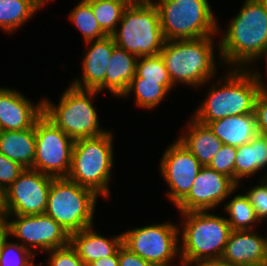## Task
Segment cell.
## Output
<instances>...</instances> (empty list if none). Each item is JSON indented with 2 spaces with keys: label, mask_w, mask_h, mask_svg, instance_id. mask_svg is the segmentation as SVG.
Listing matches in <instances>:
<instances>
[{
  "label": "cell",
  "mask_w": 267,
  "mask_h": 266,
  "mask_svg": "<svg viewBox=\"0 0 267 266\" xmlns=\"http://www.w3.org/2000/svg\"><path fill=\"white\" fill-rule=\"evenodd\" d=\"M228 25L219 41L218 58L231 69H250L267 48L265 4L262 0H246Z\"/></svg>",
  "instance_id": "cell-1"
},
{
  "label": "cell",
  "mask_w": 267,
  "mask_h": 266,
  "mask_svg": "<svg viewBox=\"0 0 267 266\" xmlns=\"http://www.w3.org/2000/svg\"><path fill=\"white\" fill-rule=\"evenodd\" d=\"M212 84L208 95L192 116L202 124L229 116L254 113L256 97L267 90L261 72L229 69L227 75Z\"/></svg>",
  "instance_id": "cell-2"
},
{
  "label": "cell",
  "mask_w": 267,
  "mask_h": 266,
  "mask_svg": "<svg viewBox=\"0 0 267 266\" xmlns=\"http://www.w3.org/2000/svg\"><path fill=\"white\" fill-rule=\"evenodd\" d=\"M212 37L165 40L159 54L174 86L181 83L201 88L214 79L217 63Z\"/></svg>",
  "instance_id": "cell-3"
},
{
  "label": "cell",
  "mask_w": 267,
  "mask_h": 266,
  "mask_svg": "<svg viewBox=\"0 0 267 266\" xmlns=\"http://www.w3.org/2000/svg\"><path fill=\"white\" fill-rule=\"evenodd\" d=\"M182 222L180 263L192 266L205 259H220L232 231L226 217L210 211L180 213Z\"/></svg>",
  "instance_id": "cell-4"
},
{
  "label": "cell",
  "mask_w": 267,
  "mask_h": 266,
  "mask_svg": "<svg viewBox=\"0 0 267 266\" xmlns=\"http://www.w3.org/2000/svg\"><path fill=\"white\" fill-rule=\"evenodd\" d=\"M113 136L107 131L101 136L75 140L67 179L93 190L98 196L110 198L109 180L114 165Z\"/></svg>",
  "instance_id": "cell-5"
},
{
  "label": "cell",
  "mask_w": 267,
  "mask_h": 266,
  "mask_svg": "<svg viewBox=\"0 0 267 266\" xmlns=\"http://www.w3.org/2000/svg\"><path fill=\"white\" fill-rule=\"evenodd\" d=\"M97 90L79 89L70 85L58 104L43 100V114L73 140L98 137L108 130L100 128L93 99Z\"/></svg>",
  "instance_id": "cell-6"
},
{
  "label": "cell",
  "mask_w": 267,
  "mask_h": 266,
  "mask_svg": "<svg viewBox=\"0 0 267 266\" xmlns=\"http://www.w3.org/2000/svg\"><path fill=\"white\" fill-rule=\"evenodd\" d=\"M165 40L214 36L220 32L208 0H153Z\"/></svg>",
  "instance_id": "cell-7"
},
{
  "label": "cell",
  "mask_w": 267,
  "mask_h": 266,
  "mask_svg": "<svg viewBox=\"0 0 267 266\" xmlns=\"http://www.w3.org/2000/svg\"><path fill=\"white\" fill-rule=\"evenodd\" d=\"M118 25L111 36L119 48L138 58L160 53L165 39L153 2H131Z\"/></svg>",
  "instance_id": "cell-8"
},
{
  "label": "cell",
  "mask_w": 267,
  "mask_h": 266,
  "mask_svg": "<svg viewBox=\"0 0 267 266\" xmlns=\"http://www.w3.org/2000/svg\"><path fill=\"white\" fill-rule=\"evenodd\" d=\"M98 195L66 177L53 178L45 214L69 235L93 226Z\"/></svg>",
  "instance_id": "cell-9"
},
{
  "label": "cell",
  "mask_w": 267,
  "mask_h": 266,
  "mask_svg": "<svg viewBox=\"0 0 267 266\" xmlns=\"http://www.w3.org/2000/svg\"><path fill=\"white\" fill-rule=\"evenodd\" d=\"M178 227L171 222H162L127 230L122 232L123 244L155 266H174L172 260L180 255Z\"/></svg>",
  "instance_id": "cell-10"
},
{
  "label": "cell",
  "mask_w": 267,
  "mask_h": 266,
  "mask_svg": "<svg viewBox=\"0 0 267 266\" xmlns=\"http://www.w3.org/2000/svg\"><path fill=\"white\" fill-rule=\"evenodd\" d=\"M36 138L33 169L54 178L66 177L70 170L75 140L44 114L34 124Z\"/></svg>",
  "instance_id": "cell-11"
},
{
  "label": "cell",
  "mask_w": 267,
  "mask_h": 266,
  "mask_svg": "<svg viewBox=\"0 0 267 266\" xmlns=\"http://www.w3.org/2000/svg\"><path fill=\"white\" fill-rule=\"evenodd\" d=\"M53 178L37 170L25 168L0 196L1 211L5 215L45 214Z\"/></svg>",
  "instance_id": "cell-12"
},
{
  "label": "cell",
  "mask_w": 267,
  "mask_h": 266,
  "mask_svg": "<svg viewBox=\"0 0 267 266\" xmlns=\"http://www.w3.org/2000/svg\"><path fill=\"white\" fill-rule=\"evenodd\" d=\"M6 218L9 236L20 239L21 245L33 254H36L34 248L48 252L70 244V235L46 214L6 215Z\"/></svg>",
  "instance_id": "cell-13"
},
{
  "label": "cell",
  "mask_w": 267,
  "mask_h": 266,
  "mask_svg": "<svg viewBox=\"0 0 267 266\" xmlns=\"http://www.w3.org/2000/svg\"><path fill=\"white\" fill-rule=\"evenodd\" d=\"M160 162L159 170L170 188L167 196L176 206L189 193L202 165L178 138L168 146Z\"/></svg>",
  "instance_id": "cell-14"
},
{
  "label": "cell",
  "mask_w": 267,
  "mask_h": 266,
  "mask_svg": "<svg viewBox=\"0 0 267 266\" xmlns=\"http://www.w3.org/2000/svg\"><path fill=\"white\" fill-rule=\"evenodd\" d=\"M237 188L230 177L202 166L189 193L176 207L180 213L213 210Z\"/></svg>",
  "instance_id": "cell-15"
},
{
  "label": "cell",
  "mask_w": 267,
  "mask_h": 266,
  "mask_svg": "<svg viewBox=\"0 0 267 266\" xmlns=\"http://www.w3.org/2000/svg\"><path fill=\"white\" fill-rule=\"evenodd\" d=\"M42 114L43 100L34 105L20 92L6 87L0 88L1 131L32 128Z\"/></svg>",
  "instance_id": "cell-16"
},
{
  "label": "cell",
  "mask_w": 267,
  "mask_h": 266,
  "mask_svg": "<svg viewBox=\"0 0 267 266\" xmlns=\"http://www.w3.org/2000/svg\"><path fill=\"white\" fill-rule=\"evenodd\" d=\"M221 259L239 266H267V237L252 230H232Z\"/></svg>",
  "instance_id": "cell-17"
},
{
  "label": "cell",
  "mask_w": 267,
  "mask_h": 266,
  "mask_svg": "<svg viewBox=\"0 0 267 266\" xmlns=\"http://www.w3.org/2000/svg\"><path fill=\"white\" fill-rule=\"evenodd\" d=\"M89 48L82 62V78H75L71 83L79 89L104 90L105 73L116 43L112 36L86 42Z\"/></svg>",
  "instance_id": "cell-18"
},
{
  "label": "cell",
  "mask_w": 267,
  "mask_h": 266,
  "mask_svg": "<svg viewBox=\"0 0 267 266\" xmlns=\"http://www.w3.org/2000/svg\"><path fill=\"white\" fill-rule=\"evenodd\" d=\"M93 226L70 235V244L79 258L88 266L95 260L113 256L123 244V234L107 239L93 231Z\"/></svg>",
  "instance_id": "cell-19"
},
{
  "label": "cell",
  "mask_w": 267,
  "mask_h": 266,
  "mask_svg": "<svg viewBox=\"0 0 267 266\" xmlns=\"http://www.w3.org/2000/svg\"><path fill=\"white\" fill-rule=\"evenodd\" d=\"M186 125L185 134L178 139L199 160L202 166H208L212 158L221 149L223 142L213 133L208 125L191 118Z\"/></svg>",
  "instance_id": "cell-20"
},
{
  "label": "cell",
  "mask_w": 267,
  "mask_h": 266,
  "mask_svg": "<svg viewBox=\"0 0 267 266\" xmlns=\"http://www.w3.org/2000/svg\"><path fill=\"white\" fill-rule=\"evenodd\" d=\"M207 125L223 144L234 147L247 144L258 134L254 113L229 116Z\"/></svg>",
  "instance_id": "cell-21"
},
{
  "label": "cell",
  "mask_w": 267,
  "mask_h": 266,
  "mask_svg": "<svg viewBox=\"0 0 267 266\" xmlns=\"http://www.w3.org/2000/svg\"><path fill=\"white\" fill-rule=\"evenodd\" d=\"M138 57L116 46L105 73L104 89L121 97L136 73Z\"/></svg>",
  "instance_id": "cell-22"
},
{
  "label": "cell",
  "mask_w": 267,
  "mask_h": 266,
  "mask_svg": "<svg viewBox=\"0 0 267 266\" xmlns=\"http://www.w3.org/2000/svg\"><path fill=\"white\" fill-rule=\"evenodd\" d=\"M35 148L34 126L23 130L0 131V153L24 168L33 169Z\"/></svg>",
  "instance_id": "cell-23"
},
{
  "label": "cell",
  "mask_w": 267,
  "mask_h": 266,
  "mask_svg": "<svg viewBox=\"0 0 267 266\" xmlns=\"http://www.w3.org/2000/svg\"><path fill=\"white\" fill-rule=\"evenodd\" d=\"M236 149L235 183L240 187V179L253 176L267 167V144L264 135L257 134ZM264 177H267V172Z\"/></svg>",
  "instance_id": "cell-24"
},
{
  "label": "cell",
  "mask_w": 267,
  "mask_h": 266,
  "mask_svg": "<svg viewBox=\"0 0 267 266\" xmlns=\"http://www.w3.org/2000/svg\"><path fill=\"white\" fill-rule=\"evenodd\" d=\"M43 6V0H0V29L15 32Z\"/></svg>",
  "instance_id": "cell-25"
},
{
  "label": "cell",
  "mask_w": 267,
  "mask_h": 266,
  "mask_svg": "<svg viewBox=\"0 0 267 266\" xmlns=\"http://www.w3.org/2000/svg\"><path fill=\"white\" fill-rule=\"evenodd\" d=\"M92 7L101 29L111 36L122 19L130 0H86Z\"/></svg>",
  "instance_id": "cell-26"
},
{
  "label": "cell",
  "mask_w": 267,
  "mask_h": 266,
  "mask_svg": "<svg viewBox=\"0 0 267 266\" xmlns=\"http://www.w3.org/2000/svg\"><path fill=\"white\" fill-rule=\"evenodd\" d=\"M133 92L135 105L144 109L155 108L169 94V91L159 84V81L144 80V78H133L121 98H126Z\"/></svg>",
  "instance_id": "cell-27"
},
{
  "label": "cell",
  "mask_w": 267,
  "mask_h": 266,
  "mask_svg": "<svg viewBox=\"0 0 267 266\" xmlns=\"http://www.w3.org/2000/svg\"><path fill=\"white\" fill-rule=\"evenodd\" d=\"M227 203L223 209L230 215V218H226V220L229 222L231 229L252 230L259 219L245 193L235 195Z\"/></svg>",
  "instance_id": "cell-28"
},
{
  "label": "cell",
  "mask_w": 267,
  "mask_h": 266,
  "mask_svg": "<svg viewBox=\"0 0 267 266\" xmlns=\"http://www.w3.org/2000/svg\"><path fill=\"white\" fill-rule=\"evenodd\" d=\"M70 21L75 24L85 42L99 40L108 36L100 27L93 14L91 5L86 1H80L71 10Z\"/></svg>",
  "instance_id": "cell-29"
},
{
  "label": "cell",
  "mask_w": 267,
  "mask_h": 266,
  "mask_svg": "<svg viewBox=\"0 0 267 266\" xmlns=\"http://www.w3.org/2000/svg\"><path fill=\"white\" fill-rule=\"evenodd\" d=\"M133 78L159 81L169 92L174 87L163 58L160 54L155 56L139 57L136 65V73Z\"/></svg>",
  "instance_id": "cell-30"
},
{
  "label": "cell",
  "mask_w": 267,
  "mask_h": 266,
  "mask_svg": "<svg viewBox=\"0 0 267 266\" xmlns=\"http://www.w3.org/2000/svg\"><path fill=\"white\" fill-rule=\"evenodd\" d=\"M4 241L0 251V266H29L35 254L16 242Z\"/></svg>",
  "instance_id": "cell-31"
},
{
  "label": "cell",
  "mask_w": 267,
  "mask_h": 266,
  "mask_svg": "<svg viewBox=\"0 0 267 266\" xmlns=\"http://www.w3.org/2000/svg\"><path fill=\"white\" fill-rule=\"evenodd\" d=\"M236 152V147L223 144L221 149L212 158L208 167L230 177L235 182Z\"/></svg>",
  "instance_id": "cell-32"
},
{
  "label": "cell",
  "mask_w": 267,
  "mask_h": 266,
  "mask_svg": "<svg viewBox=\"0 0 267 266\" xmlns=\"http://www.w3.org/2000/svg\"><path fill=\"white\" fill-rule=\"evenodd\" d=\"M261 178L259 185L245 192L260 223L267 218V177Z\"/></svg>",
  "instance_id": "cell-33"
},
{
  "label": "cell",
  "mask_w": 267,
  "mask_h": 266,
  "mask_svg": "<svg viewBox=\"0 0 267 266\" xmlns=\"http://www.w3.org/2000/svg\"><path fill=\"white\" fill-rule=\"evenodd\" d=\"M48 253L50 255L46 260L47 263L49 262L48 266H86L71 244L62 248L51 249Z\"/></svg>",
  "instance_id": "cell-34"
},
{
  "label": "cell",
  "mask_w": 267,
  "mask_h": 266,
  "mask_svg": "<svg viewBox=\"0 0 267 266\" xmlns=\"http://www.w3.org/2000/svg\"><path fill=\"white\" fill-rule=\"evenodd\" d=\"M25 168L0 153V196L12 185Z\"/></svg>",
  "instance_id": "cell-35"
},
{
  "label": "cell",
  "mask_w": 267,
  "mask_h": 266,
  "mask_svg": "<svg viewBox=\"0 0 267 266\" xmlns=\"http://www.w3.org/2000/svg\"><path fill=\"white\" fill-rule=\"evenodd\" d=\"M254 116L258 134H267V90H261L256 97Z\"/></svg>",
  "instance_id": "cell-36"
},
{
  "label": "cell",
  "mask_w": 267,
  "mask_h": 266,
  "mask_svg": "<svg viewBox=\"0 0 267 266\" xmlns=\"http://www.w3.org/2000/svg\"><path fill=\"white\" fill-rule=\"evenodd\" d=\"M119 266H155L132 252L124 244L118 249Z\"/></svg>",
  "instance_id": "cell-37"
},
{
  "label": "cell",
  "mask_w": 267,
  "mask_h": 266,
  "mask_svg": "<svg viewBox=\"0 0 267 266\" xmlns=\"http://www.w3.org/2000/svg\"><path fill=\"white\" fill-rule=\"evenodd\" d=\"M88 266H119L118 251L113 256L95 260Z\"/></svg>",
  "instance_id": "cell-38"
},
{
  "label": "cell",
  "mask_w": 267,
  "mask_h": 266,
  "mask_svg": "<svg viewBox=\"0 0 267 266\" xmlns=\"http://www.w3.org/2000/svg\"><path fill=\"white\" fill-rule=\"evenodd\" d=\"M8 236H9V227H8L7 218H6V215L1 211L0 212V251H1L4 241L8 238Z\"/></svg>",
  "instance_id": "cell-39"
},
{
  "label": "cell",
  "mask_w": 267,
  "mask_h": 266,
  "mask_svg": "<svg viewBox=\"0 0 267 266\" xmlns=\"http://www.w3.org/2000/svg\"><path fill=\"white\" fill-rule=\"evenodd\" d=\"M192 266H239V265H235L231 262L224 261L220 258V259L201 260V261L196 262Z\"/></svg>",
  "instance_id": "cell-40"
},
{
  "label": "cell",
  "mask_w": 267,
  "mask_h": 266,
  "mask_svg": "<svg viewBox=\"0 0 267 266\" xmlns=\"http://www.w3.org/2000/svg\"><path fill=\"white\" fill-rule=\"evenodd\" d=\"M261 58H265V63H266V66H265L266 71H265V73H266V77H267V48L262 52L261 56L259 57V60Z\"/></svg>",
  "instance_id": "cell-41"
},
{
  "label": "cell",
  "mask_w": 267,
  "mask_h": 266,
  "mask_svg": "<svg viewBox=\"0 0 267 266\" xmlns=\"http://www.w3.org/2000/svg\"><path fill=\"white\" fill-rule=\"evenodd\" d=\"M131 2H152V0H130Z\"/></svg>",
  "instance_id": "cell-42"
},
{
  "label": "cell",
  "mask_w": 267,
  "mask_h": 266,
  "mask_svg": "<svg viewBox=\"0 0 267 266\" xmlns=\"http://www.w3.org/2000/svg\"><path fill=\"white\" fill-rule=\"evenodd\" d=\"M262 1H263V3L265 4L266 9H267V0H262Z\"/></svg>",
  "instance_id": "cell-43"
},
{
  "label": "cell",
  "mask_w": 267,
  "mask_h": 266,
  "mask_svg": "<svg viewBox=\"0 0 267 266\" xmlns=\"http://www.w3.org/2000/svg\"><path fill=\"white\" fill-rule=\"evenodd\" d=\"M29 266H36L34 262H32ZM38 266H42L41 264Z\"/></svg>",
  "instance_id": "cell-44"
},
{
  "label": "cell",
  "mask_w": 267,
  "mask_h": 266,
  "mask_svg": "<svg viewBox=\"0 0 267 266\" xmlns=\"http://www.w3.org/2000/svg\"><path fill=\"white\" fill-rule=\"evenodd\" d=\"M265 140H266V144H267V134H264Z\"/></svg>",
  "instance_id": "cell-45"
},
{
  "label": "cell",
  "mask_w": 267,
  "mask_h": 266,
  "mask_svg": "<svg viewBox=\"0 0 267 266\" xmlns=\"http://www.w3.org/2000/svg\"><path fill=\"white\" fill-rule=\"evenodd\" d=\"M44 1V5L49 1V0H43Z\"/></svg>",
  "instance_id": "cell-46"
}]
</instances>
